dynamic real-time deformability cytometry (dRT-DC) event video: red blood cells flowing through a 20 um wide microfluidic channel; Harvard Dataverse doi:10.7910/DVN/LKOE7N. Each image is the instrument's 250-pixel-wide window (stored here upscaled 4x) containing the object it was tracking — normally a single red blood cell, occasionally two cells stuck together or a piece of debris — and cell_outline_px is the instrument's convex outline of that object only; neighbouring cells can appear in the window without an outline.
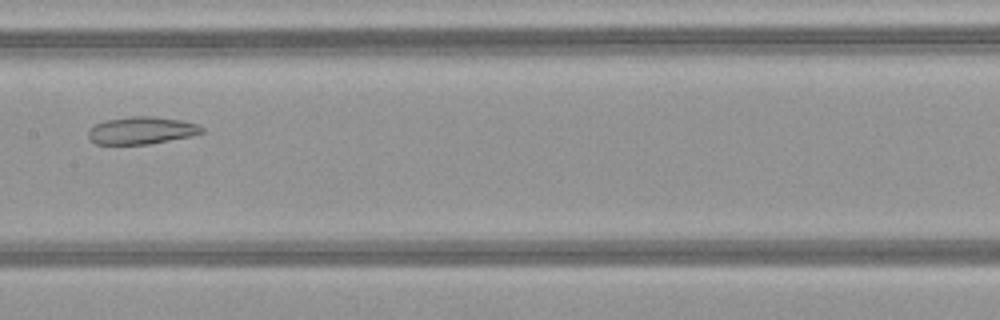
{"species": "common noctule bat (a hibernating species)", "species_latin": "Nyctalus noctula", "temperature_condition": "warm", "stored_images_in_passage": 47, "camera_frame_rate_fps": 3000, "um_per_image_px": 0.085, "animal": {"sex": "female", "body_mass_g": 21.9}, "frame": {"image": 1, "passage_image": 23, "time_ms": 7.333, "image_size_px": [1000, 320], "cell_outline_px": [[204, 132], [192, 136], [148, 144], [96, 144], [88, 140], [88, 128], [104, 120], [132, 116], [152, 116], [180, 120], [196, 124], [204, 128]], "centroid_in_image_um": [11.99, 11.09], "position_along_channel_um": 195.4, "area_um2": 18.21}}
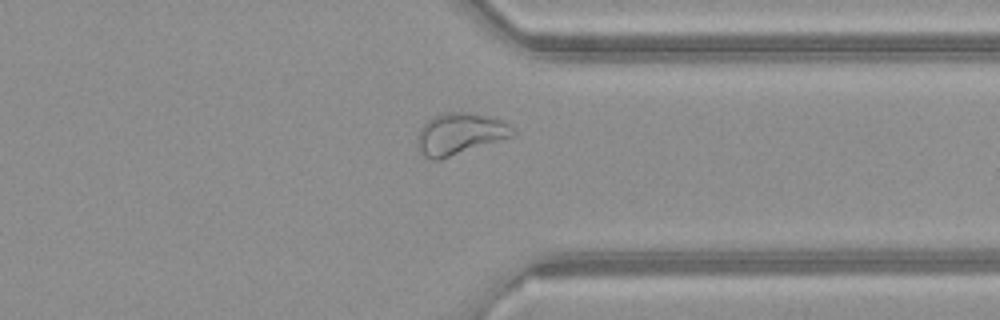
{"frame": {"image": 2, "passage_image": 36, "time_ms": 11.667, "image_size_px": [1000, 320], "cell_outline_px": [[516, 136], [440, 160], [432, 160], [424, 156], [420, 152], [416, 144], [416, 136], [420, 128], [432, 116], [440, 112], [468, 112], [488, 116], [500, 120], [508, 124], [516, 132]], "centroid_in_image_um": [39.07, 11.39], "position_along_channel_um": 372.3, "area_um2": 23.58}}
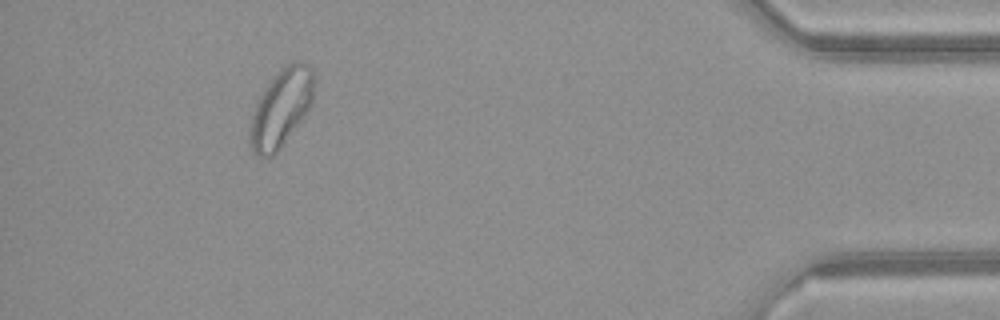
{"frame": {"image": 3, "passage_image": 43, "time_ms": 14.0, "image_size_px": [1000, 320], "cell_outline_px": [[312, 104], [304, 116], [280, 148], [272, 156], [256, 156], [252, 152], [248, 140], [248, 132], [252, 116], [256, 104], [260, 96], [276, 72], [280, 68], [292, 60], [300, 60], [308, 64], [312, 68]], "centroid_in_image_um": [23.86, 9.18], "position_along_channel_um": 411.3, "area_um2": 28.84}, "authors_computed_cell_mechanics": {"area_um2": 26.0678, "velocity_mm_per_s": 4.11, "shape_relaxation_time_tau1_ms": null, "shape_relaxation_time_tau2_ms": 2.8607, "deformation_change_tau1": null, "deformation_change_tau2": 0.0995}}